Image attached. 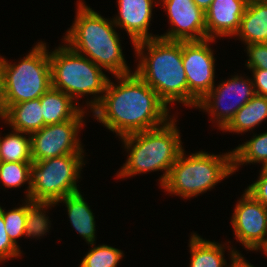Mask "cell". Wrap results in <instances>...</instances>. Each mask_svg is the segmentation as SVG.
<instances>
[{"mask_svg": "<svg viewBox=\"0 0 267 267\" xmlns=\"http://www.w3.org/2000/svg\"><path fill=\"white\" fill-rule=\"evenodd\" d=\"M110 79L102 99L92 110L95 119L119 137L154 129L169 119V109L135 72Z\"/></svg>", "mask_w": 267, "mask_h": 267, "instance_id": "6da1fadb", "label": "cell"}, {"mask_svg": "<svg viewBox=\"0 0 267 267\" xmlns=\"http://www.w3.org/2000/svg\"><path fill=\"white\" fill-rule=\"evenodd\" d=\"M133 46L140 59L135 73L167 106L177 101L197 108L199 102L188 91L182 64V41L158 37L136 42Z\"/></svg>", "mask_w": 267, "mask_h": 267, "instance_id": "7a4b0ae2", "label": "cell"}, {"mask_svg": "<svg viewBox=\"0 0 267 267\" xmlns=\"http://www.w3.org/2000/svg\"><path fill=\"white\" fill-rule=\"evenodd\" d=\"M78 2L75 21L64 36V43L113 76L130 74L113 20L105 19L84 1Z\"/></svg>", "mask_w": 267, "mask_h": 267, "instance_id": "3957f363", "label": "cell"}, {"mask_svg": "<svg viewBox=\"0 0 267 267\" xmlns=\"http://www.w3.org/2000/svg\"><path fill=\"white\" fill-rule=\"evenodd\" d=\"M176 119L141 132L120 137L129 153L125 164L117 172L118 178H126L152 171H163L160 186L166 181L171 167L183 150Z\"/></svg>", "mask_w": 267, "mask_h": 267, "instance_id": "277c9868", "label": "cell"}, {"mask_svg": "<svg viewBox=\"0 0 267 267\" xmlns=\"http://www.w3.org/2000/svg\"><path fill=\"white\" fill-rule=\"evenodd\" d=\"M184 155L183 149L162 185L171 195H179L184 199L196 197L234 173L232 151L224 155L203 151L192 153L189 157Z\"/></svg>", "mask_w": 267, "mask_h": 267, "instance_id": "5b68a950", "label": "cell"}, {"mask_svg": "<svg viewBox=\"0 0 267 267\" xmlns=\"http://www.w3.org/2000/svg\"><path fill=\"white\" fill-rule=\"evenodd\" d=\"M49 59L52 87L73 100L93 95V99L86 102L87 107L93 110L102 99L109 80L102 68L73 51L67 44L49 52Z\"/></svg>", "mask_w": 267, "mask_h": 267, "instance_id": "8992f818", "label": "cell"}, {"mask_svg": "<svg viewBox=\"0 0 267 267\" xmlns=\"http://www.w3.org/2000/svg\"><path fill=\"white\" fill-rule=\"evenodd\" d=\"M83 157V154H66L33 162L29 199L46 211L65 196L80 192L77 182L85 165Z\"/></svg>", "mask_w": 267, "mask_h": 267, "instance_id": "52a82bcc", "label": "cell"}, {"mask_svg": "<svg viewBox=\"0 0 267 267\" xmlns=\"http://www.w3.org/2000/svg\"><path fill=\"white\" fill-rule=\"evenodd\" d=\"M30 51L17 64L3 57L6 110L13 104L39 98L52 87L46 43L38 42Z\"/></svg>", "mask_w": 267, "mask_h": 267, "instance_id": "ba28073f", "label": "cell"}, {"mask_svg": "<svg viewBox=\"0 0 267 267\" xmlns=\"http://www.w3.org/2000/svg\"><path fill=\"white\" fill-rule=\"evenodd\" d=\"M84 108L71 120L47 125L32 133L31 157L33 162L66 154H83L79 129L84 127Z\"/></svg>", "mask_w": 267, "mask_h": 267, "instance_id": "9c48e42d", "label": "cell"}, {"mask_svg": "<svg viewBox=\"0 0 267 267\" xmlns=\"http://www.w3.org/2000/svg\"><path fill=\"white\" fill-rule=\"evenodd\" d=\"M235 75L213 87L198 103L197 108L206 110L215 119L218 129H223L235 113L256 93L253 80ZM234 99V100H233Z\"/></svg>", "mask_w": 267, "mask_h": 267, "instance_id": "30bf717a", "label": "cell"}, {"mask_svg": "<svg viewBox=\"0 0 267 267\" xmlns=\"http://www.w3.org/2000/svg\"><path fill=\"white\" fill-rule=\"evenodd\" d=\"M214 39L182 41V64L188 91L199 102L216 84L215 57L209 43Z\"/></svg>", "mask_w": 267, "mask_h": 267, "instance_id": "8fae6325", "label": "cell"}, {"mask_svg": "<svg viewBox=\"0 0 267 267\" xmlns=\"http://www.w3.org/2000/svg\"><path fill=\"white\" fill-rule=\"evenodd\" d=\"M242 196L235 206L231 223L236 240L253 251L267 235V208L246 190Z\"/></svg>", "mask_w": 267, "mask_h": 267, "instance_id": "7c38bea8", "label": "cell"}, {"mask_svg": "<svg viewBox=\"0 0 267 267\" xmlns=\"http://www.w3.org/2000/svg\"><path fill=\"white\" fill-rule=\"evenodd\" d=\"M157 1V0H156ZM167 10L171 30L160 35L170 41H200L206 39L205 12L193 0H158Z\"/></svg>", "mask_w": 267, "mask_h": 267, "instance_id": "4fadbf2b", "label": "cell"}, {"mask_svg": "<svg viewBox=\"0 0 267 267\" xmlns=\"http://www.w3.org/2000/svg\"><path fill=\"white\" fill-rule=\"evenodd\" d=\"M25 202L19 208H13L12 210H8V212L4 211L0 206L5 230L11 241L18 247V238L24 235L26 238H39L50 230L51 221L46 216V211L30 199L25 200Z\"/></svg>", "mask_w": 267, "mask_h": 267, "instance_id": "5bb4252c", "label": "cell"}, {"mask_svg": "<svg viewBox=\"0 0 267 267\" xmlns=\"http://www.w3.org/2000/svg\"><path fill=\"white\" fill-rule=\"evenodd\" d=\"M249 0H213L205 12L206 39L235 36Z\"/></svg>", "mask_w": 267, "mask_h": 267, "instance_id": "9a60e30c", "label": "cell"}, {"mask_svg": "<svg viewBox=\"0 0 267 267\" xmlns=\"http://www.w3.org/2000/svg\"><path fill=\"white\" fill-rule=\"evenodd\" d=\"M155 0H117L119 13L113 22L128 33L133 45L136 42L158 38L149 33V25Z\"/></svg>", "mask_w": 267, "mask_h": 267, "instance_id": "2e32d148", "label": "cell"}, {"mask_svg": "<svg viewBox=\"0 0 267 267\" xmlns=\"http://www.w3.org/2000/svg\"><path fill=\"white\" fill-rule=\"evenodd\" d=\"M235 36L245 45L267 43V6L258 0H249Z\"/></svg>", "mask_w": 267, "mask_h": 267, "instance_id": "e0dca14e", "label": "cell"}, {"mask_svg": "<svg viewBox=\"0 0 267 267\" xmlns=\"http://www.w3.org/2000/svg\"><path fill=\"white\" fill-rule=\"evenodd\" d=\"M5 123L12 130L31 135L44 127L40 97L11 105L5 113Z\"/></svg>", "mask_w": 267, "mask_h": 267, "instance_id": "ac0fdd59", "label": "cell"}, {"mask_svg": "<svg viewBox=\"0 0 267 267\" xmlns=\"http://www.w3.org/2000/svg\"><path fill=\"white\" fill-rule=\"evenodd\" d=\"M64 203L67 207L69 221L73 228L78 232L88 244L95 242V218L90 206L85 201L81 192H77L71 195L65 196L52 206H56L58 203ZM56 204V205H55Z\"/></svg>", "mask_w": 267, "mask_h": 267, "instance_id": "d6986e66", "label": "cell"}, {"mask_svg": "<svg viewBox=\"0 0 267 267\" xmlns=\"http://www.w3.org/2000/svg\"><path fill=\"white\" fill-rule=\"evenodd\" d=\"M66 93L51 87L40 97L44 126L73 119L81 110ZM78 103V105H77Z\"/></svg>", "mask_w": 267, "mask_h": 267, "instance_id": "ffe728a7", "label": "cell"}, {"mask_svg": "<svg viewBox=\"0 0 267 267\" xmlns=\"http://www.w3.org/2000/svg\"><path fill=\"white\" fill-rule=\"evenodd\" d=\"M267 118V97L254 95L243 105L222 131L244 133L252 130Z\"/></svg>", "mask_w": 267, "mask_h": 267, "instance_id": "44dd1931", "label": "cell"}, {"mask_svg": "<svg viewBox=\"0 0 267 267\" xmlns=\"http://www.w3.org/2000/svg\"><path fill=\"white\" fill-rule=\"evenodd\" d=\"M191 254L190 267H226L224 259L225 246L217 242H211L193 233L189 240ZM224 246V247H223Z\"/></svg>", "mask_w": 267, "mask_h": 267, "instance_id": "7402d4cb", "label": "cell"}, {"mask_svg": "<svg viewBox=\"0 0 267 267\" xmlns=\"http://www.w3.org/2000/svg\"><path fill=\"white\" fill-rule=\"evenodd\" d=\"M24 135H28L24 136ZM0 162L33 163L31 157V136L12 130L0 137Z\"/></svg>", "mask_w": 267, "mask_h": 267, "instance_id": "603a6c76", "label": "cell"}, {"mask_svg": "<svg viewBox=\"0 0 267 267\" xmlns=\"http://www.w3.org/2000/svg\"><path fill=\"white\" fill-rule=\"evenodd\" d=\"M232 161L233 172L245 163L261 162L264 167L267 164V132L254 135L252 139L233 149Z\"/></svg>", "mask_w": 267, "mask_h": 267, "instance_id": "cb8c5ba5", "label": "cell"}, {"mask_svg": "<svg viewBox=\"0 0 267 267\" xmlns=\"http://www.w3.org/2000/svg\"><path fill=\"white\" fill-rule=\"evenodd\" d=\"M23 162H0V182L7 188H17L28 183L26 199L30 196V165Z\"/></svg>", "mask_w": 267, "mask_h": 267, "instance_id": "d4e9b609", "label": "cell"}, {"mask_svg": "<svg viewBox=\"0 0 267 267\" xmlns=\"http://www.w3.org/2000/svg\"><path fill=\"white\" fill-rule=\"evenodd\" d=\"M80 262L79 267H117V264L123 258V251L108 245H99L94 247Z\"/></svg>", "mask_w": 267, "mask_h": 267, "instance_id": "484cf974", "label": "cell"}, {"mask_svg": "<svg viewBox=\"0 0 267 267\" xmlns=\"http://www.w3.org/2000/svg\"><path fill=\"white\" fill-rule=\"evenodd\" d=\"M246 49L249 59L245 66L267 70V43H251Z\"/></svg>", "mask_w": 267, "mask_h": 267, "instance_id": "4316f807", "label": "cell"}, {"mask_svg": "<svg viewBox=\"0 0 267 267\" xmlns=\"http://www.w3.org/2000/svg\"><path fill=\"white\" fill-rule=\"evenodd\" d=\"M20 255V248L11 241L7 231L5 230L3 214L0 212V262H4L5 260L14 257L18 258Z\"/></svg>", "mask_w": 267, "mask_h": 267, "instance_id": "83f0119b", "label": "cell"}, {"mask_svg": "<svg viewBox=\"0 0 267 267\" xmlns=\"http://www.w3.org/2000/svg\"><path fill=\"white\" fill-rule=\"evenodd\" d=\"M245 190L267 208V171L263 167L258 180Z\"/></svg>", "mask_w": 267, "mask_h": 267, "instance_id": "f1b7e54d", "label": "cell"}, {"mask_svg": "<svg viewBox=\"0 0 267 267\" xmlns=\"http://www.w3.org/2000/svg\"><path fill=\"white\" fill-rule=\"evenodd\" d=\"M253 73V85L256 95L267 97V70L248 68Z\"/></svg>", "mask_w": 267, "mask_h": 267, "instance_id": "f546056e", "label": "cell"}, {"mask_svg": "<svg viewBox=\"0 0 267 267\" xmlns=\"http://www.w3.org/2000/svg\"><path fill=\"white\" fill-rule=\"evenodd\" d=\"M5 113H6V105H5L3 57L0 56V118L3 120L5 117Z\"/></svg>", "mask_w": 267, "mask_h": 267, "instance_id": "4dcf8cb0", "label": "cell"}, {"mask_svg": "<svg viewBox=\"0 0 267 267\" xmlns=\"http://www.w3.org/2000/svg\"><path fill=\"white\" fill-rule=\"evenodd\" d=\"M230 251V258H231V265H229L228 267H254L253 265H251V263L247 262L248 260H245L244 257L242 256V254L237 251L236 249Z\"/></svg>", "mask_w": 267, "mask_h": 267, "instance_id": "1f68e13d", "label": "cell"}, {"mask_svg": "<svg viewBox=\"0 0 267 267\" xmlns=\"http://www.w3.org/2000/svg\"><path fill=\"white\" fill-rule=\"evenodd\" d=\"M195 4L201 8L204 12L210 7L213 0H193Z\"/></svg>", "mask_w": 267, "mask_h": 267, "instance_id": "d6a6232c", "label": "cell"}, {"mask_svg": "<svg viewBox=\"0 0 267 267\" xmlns=\"http://www.w3.org/2000/svg\"><path fill=\"white\" fill-rule=\"evenodd\" d=\"M260 249L264 251L265 255H267V237L264 239V241L254 251H258Z\"/></svg>", "mask_w": 267, "mask_h": 267, "instance_id": "836d02e7", "label": "cell"}, {"mask_svg": "<svg viewBox=\"0 0 267 267\" xmlns=\"http://www.w3.org/2000/svg\"><path fill=\"white\" fill-rule=\"evenodd\" d=\"M258 1L267 6V0H258Z\"/></svg>", "mask_w": 267, "mask_h": 267, "instance_id": "e575fe53", "label": "cell"}, {"mask_svg": "<svg viewBox=\"0 0 267 267\" xmlns=\"http://www.w3.org/2000/svg\"><path fill=\"white\" fill-rule=\"evenodd\" d=\"M263 168L267 171V164Z\"/></svg>", "mask_w": 267, "mask_h": 267, "instance_id": "d590c367", "label": "cell"}]
</instances>
